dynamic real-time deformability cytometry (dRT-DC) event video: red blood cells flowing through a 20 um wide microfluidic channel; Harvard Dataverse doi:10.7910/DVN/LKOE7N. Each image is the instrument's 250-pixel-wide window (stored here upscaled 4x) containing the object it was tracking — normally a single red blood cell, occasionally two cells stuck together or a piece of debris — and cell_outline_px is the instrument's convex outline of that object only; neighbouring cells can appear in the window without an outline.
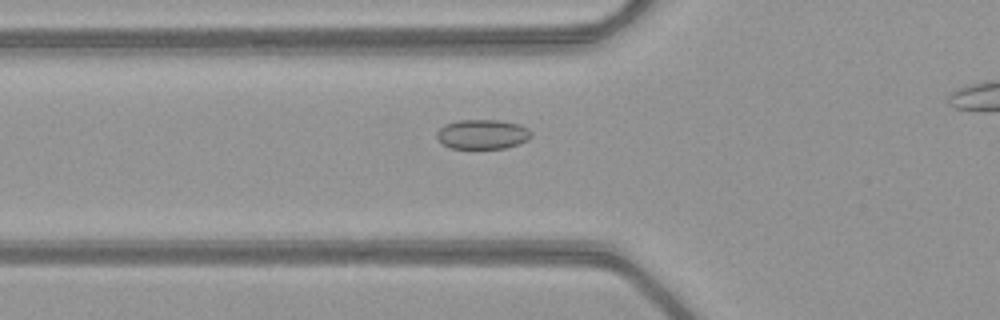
{"species": "common noctule bat (a hibernating species)", "species_latin": "Nyctalus noctula", "temperature_condition": "warm", "stored_images_in_passage": 47, "camera_frame_rate_fps": 3000, "um_per_image_px": 0.085, "animal": {"sex": "female", "body_mass_g": 21.9}, "frame": {"image": 1, "passage_image": 20, "time_ms": 6.333, "image_size_px": [1000, 320], "cell_outline_px": [[532, 136], [528, 140], [504, 148], [452, 148], [444, 144], [436, 136], [436, 132], [444, 124], [460, 120], [500, 120], [520, 124], [528, 128], [532, 132]], "centroid_in_image_um": [41.03, 11.4], "position_along_channel_um": 84.8, "area_um2": 16.24}}
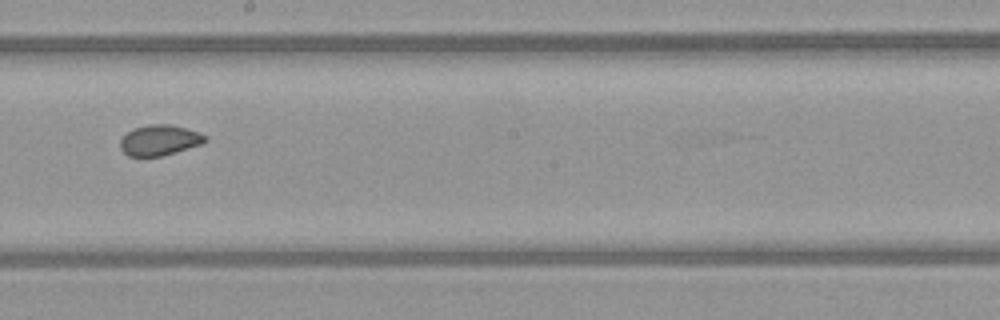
{"frame": {"image": 2, "passage_image": 31, "time_ms": 10.0, "image_size_px": [1000, 320], "cell_outline_px": [[208, 140], [200, 144], [176, 152], [160, 156], [128, 156], [120, 148], [120, 140], [128, 132], [136, 128], [148, 124], [172, 124], [200, 132], [208, 136]], "centroid_in_image_um": [13.59, 11.91], "position_along_channel_um": 234.6, "area_um2": 15.09}}
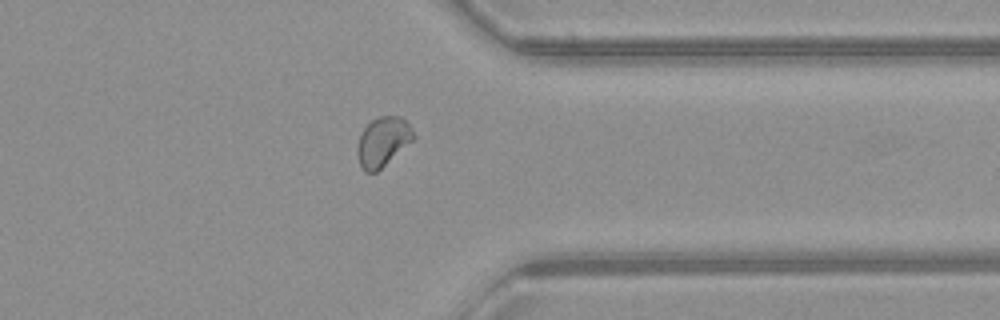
{"frame": {"image": 3, "passage_image": 42, "time_ms": 13.667, "image_size_px": [1000, 320], "cell_outline_px": [[416, 136], [412, 140], [376, 172], [364, 172], [360, 164], [356, 152], [356, 148], [360, 136], [364, 128], [372, 120], [380, 116], [400, 116], [408, 124]], "centroid_in_image_um": [32.51, 12.04], "position_along_channel_um": 378.9, "area_um2": 15.78}, "authors_computed_cell_mechanics": {"area_um2": 16.2418, "velocity_mm_per_s": 4.0544, "shape_relaxation_time_tau1_ms": null, "shape_relaxation_time_tau2_ms": 0.8692, "deformation_change_tau1": null, "deformation_change_tau2": 0.04}}